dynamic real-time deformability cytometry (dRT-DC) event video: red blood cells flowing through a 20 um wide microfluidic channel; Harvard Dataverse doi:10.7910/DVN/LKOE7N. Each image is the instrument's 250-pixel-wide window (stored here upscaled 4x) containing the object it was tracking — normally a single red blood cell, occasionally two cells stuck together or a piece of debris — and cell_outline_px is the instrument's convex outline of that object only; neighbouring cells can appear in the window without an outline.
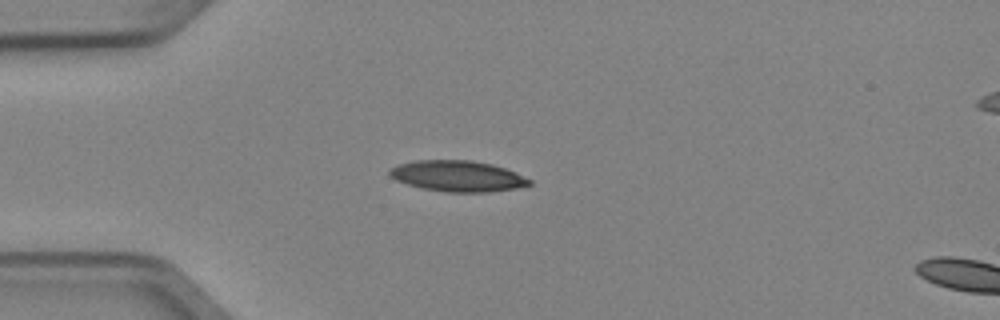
{"species": "Egyptian fruit bat (a non-hibernating species)", "species_latin": "Rousettus aegyptiacus", "temperature_condition": "cold", "stored_images_in_passage": 1, "camera_frame_rate_fps": 3000, "um_per_image_px": 0.085, "animal": {"sex": "female"}, "frame": {"image": 1, "passage_image": 1, "time_ms": 0.0, "image_size_px": [1000, 320], "cell_outline_px": [[532, 184], [516, 188], [492, 192], [444, 192], [420, 188], [396, 180], [388, 176], [388, 172], [392, 168], [400, 164], [416, 160], [472, 160], [492, 164], [516, 172], [532, 180]], "centroid_in_image_um": [38.91, 14.97], "position_along_channel_um": 46.1, "area_um2": 25.32}}